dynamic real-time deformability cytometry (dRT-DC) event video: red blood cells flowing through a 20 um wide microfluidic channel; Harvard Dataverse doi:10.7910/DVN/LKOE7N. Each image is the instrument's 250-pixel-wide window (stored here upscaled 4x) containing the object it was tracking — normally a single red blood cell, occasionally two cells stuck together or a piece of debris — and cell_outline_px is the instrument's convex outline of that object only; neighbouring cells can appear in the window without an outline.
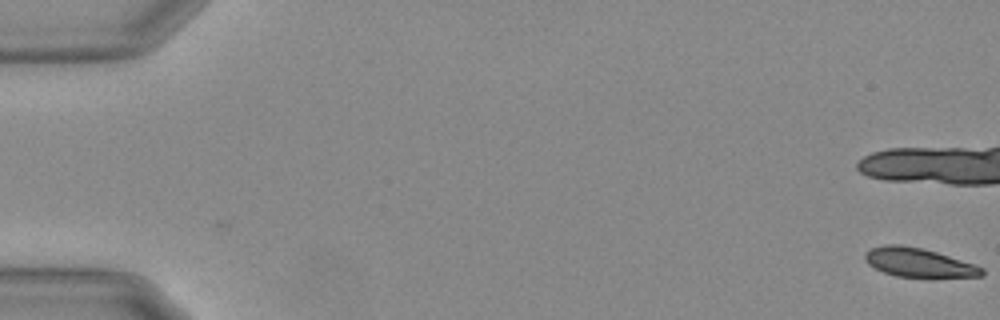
{"species": "Egyptian fruit bat (a non-hibernating species)", "species_latin": "Rousettus aegyptiacus", "temperature_condition": "warm", "stored_images_in_passage": 16, "camera_frame_rate_fps": 3000, "um_per_image_px": 0.085, "animal": {"sex": "female"}, "frame": {"image": 1, "passage_image": 1, "time_ms": 0.0, "image_size_px": [1000, 320], "cell_outline_px": [[984, 276], [896, 276], [884, 272], [868, 264], [864, 260], [864, 256], [872, 248], [888, 244], [900, 244], [920, 248], [936, 252], [984, 268]], "centroid_in_image_um": [78.05, 22.3], "position_along_channel_um": 7.0, "area_um2": 19.02}}